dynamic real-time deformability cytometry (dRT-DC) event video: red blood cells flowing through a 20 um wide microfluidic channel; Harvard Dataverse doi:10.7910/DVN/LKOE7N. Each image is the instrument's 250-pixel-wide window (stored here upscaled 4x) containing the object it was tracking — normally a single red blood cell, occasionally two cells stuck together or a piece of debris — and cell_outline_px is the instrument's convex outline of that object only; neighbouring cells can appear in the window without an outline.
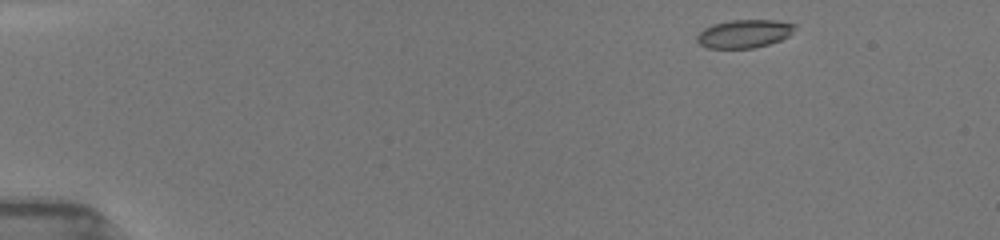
{"species": "common noctule bat (a hibernating species)", "species_latin": "Nyctalus noctula", "temperature_condition": "room temperature", "stored_images_in_passage": 34, "camera_frame_rate_fps": 3000, "um_per_image_px": 0.085, "animal": {"sex": "female", "body_mass_g": 19.5, "forearm_length_mm": 54.1}, "frame": {"image": 1, "passage_image": 1, "time_ms": 0.0, "image_size_px": [1000, 240], "cell_outline_px": [[796, 24], [788, 36], [780, 40], [768, 44], [752, 48], [708, 48], [700, 44], [696, 40], [696, 36], [704, 28], [712, 24], [732, 20], [776, 20]], "centroid_in_image_um": [63.22, 2.86], "position_along_channel_um": 21.8, "area_um2": 15.95}}
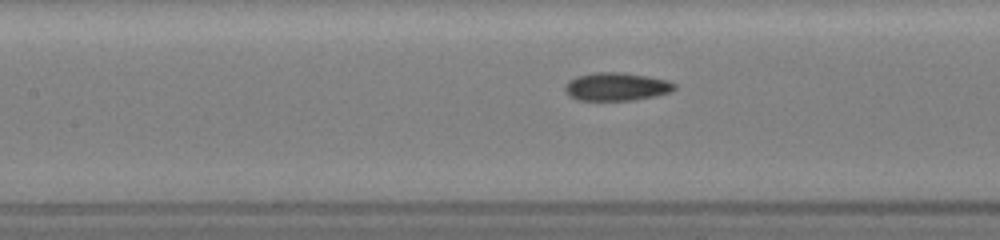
{"frame": {"image": 2, "passage_image": 14, "time_ms": 6.0, "image_size_px": [1000, 240], "cell_outline_px": [[676, 88], [672, 92], [656, 96], [632, 100], [576, 100], [568, 96], [564, 92], [564, 84], [568, 80], [576, 76], [596, 72], [624, 72], [648, 76], [668, 80], [676, 84]], "centroid_in_image_um": [52.38, 7.36], "position_along_channel_um": 155.0, "area_um2": 18.32}}
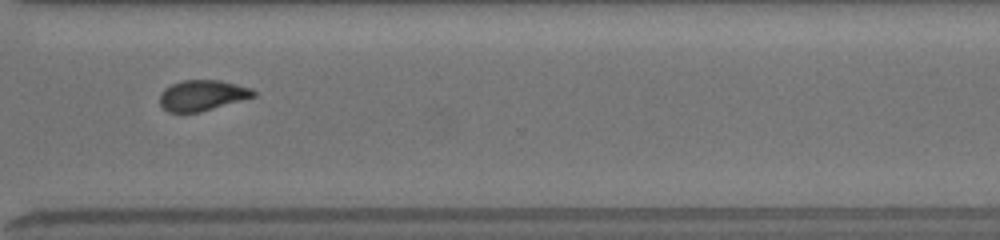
{"frame": {"image": 3, "passage_image": 33, "time_ms": 11.0, "image_size_px": [1000, 240], "cell_outline_px": [[256, 96], [200, 112], [168, 112], [160, 104], [160, 92], [164, 88], [180, 80], [220, 80], [252, 88], [256, 92]], "centroid_in_image_um": [17.19, 8.1], "position_along_channel_um": 353.4, "area_um2": 16.76}}